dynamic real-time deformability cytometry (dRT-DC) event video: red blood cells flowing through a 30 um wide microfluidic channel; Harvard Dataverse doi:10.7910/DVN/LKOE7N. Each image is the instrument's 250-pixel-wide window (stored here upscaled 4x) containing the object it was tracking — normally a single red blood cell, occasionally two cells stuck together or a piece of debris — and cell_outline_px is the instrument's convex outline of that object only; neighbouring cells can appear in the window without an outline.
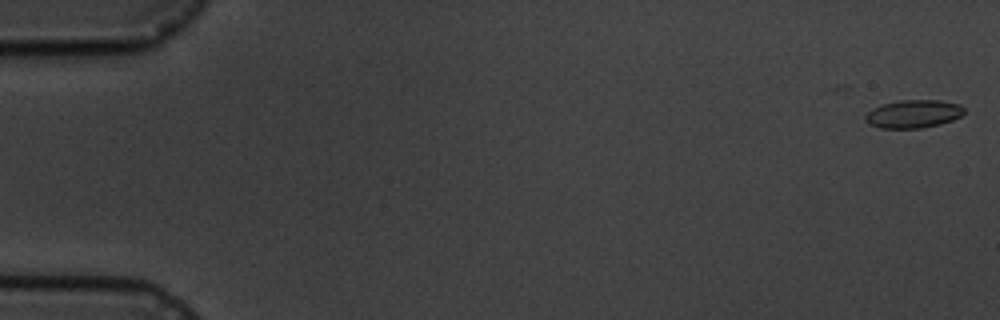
{"species": "common noctule bat (a hibernating species)", "species_latin": "Nyctalus noctula", "temperature_condition": "cold", "stored_images_in_passage": 10, "camera_frame_rate_fps": 3000, "um_per_image_px": 0.085, "animal": {"sex": "male", "body_mass_g": 19.5, "forearm_length_mm": 54.6}, "frame": {"image": 1, "passage_image": 1, "time_ms": 0.0, "image_size_px": [1000, 320], "cell_outline_px": [[964, 112], [960, 116], [952, 120], [940, 124], [920, 128], [880, 128], [868, 124], [864, 120], [864, 116], [872, 108], [884, 104], [900, 100], [940, 100], [960, 104], [964, 108]], "centroid_in_image_um": [77.62, 9.68], "position_along_channel_um": 7.4, "area_um2": 16.18}}
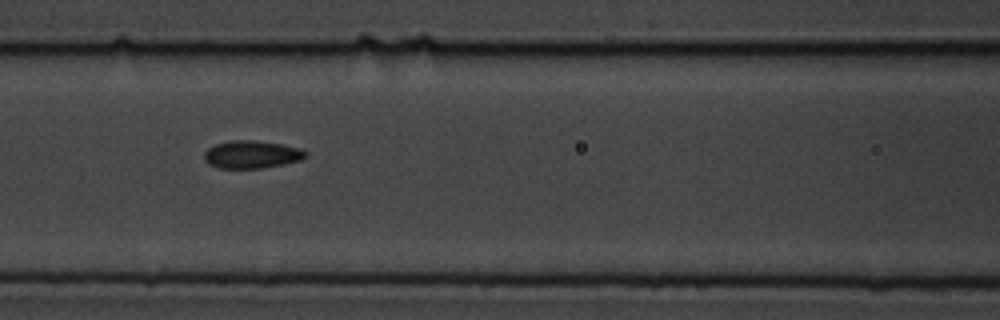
{"frame": {"image": 2, "passage_image": 8, "time_ms": 8.0, "image_size_px": [1000, 320], "cell_outline_px": [[308, 156], [300, 160], [284, 164], [260, 168], [216, 168], [208, 164], [204, 160], [204, 152], [208, 148], [216, 144], [228, 140], [252, 140], [280, 144], [300, 148], [308, 152]], "centroid_in_image_um": [21.38, 13.13], "position_along_channel_um": 145.2, "area_um2": 16.47}}
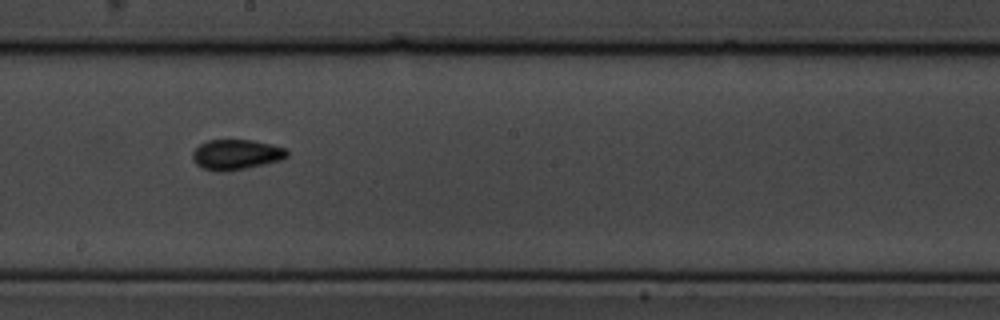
{"frame": {"image": 3, "passage_image": 10, "time_ms": 10.333, "image_size_px": [1000, 320], "cell_outline_px": [[288, 156], [280, 160], [264, 164], [244, 168], [220, 172], [204, 168], [196, 164], [192, 160], [192, 152], [200, 144], [208, 140], [252, 140], [272, 144], [288, 148]], "centroid_in_image_um": [20.09, 13.12], "position_along_channel_um": 228.1, "area_um2": 16.59}}